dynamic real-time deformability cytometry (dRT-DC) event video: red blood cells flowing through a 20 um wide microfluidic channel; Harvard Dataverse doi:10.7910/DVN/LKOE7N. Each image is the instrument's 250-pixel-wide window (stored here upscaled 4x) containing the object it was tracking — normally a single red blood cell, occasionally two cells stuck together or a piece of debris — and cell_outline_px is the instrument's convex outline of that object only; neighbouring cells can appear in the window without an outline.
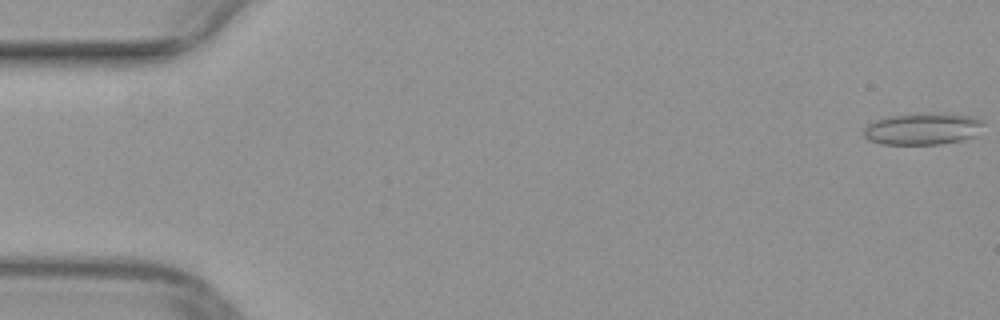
{"species": "common noctule bat (a hibernating species)", "species_latin": "Nyctalus noctula", "temperature_condition": "warm", "stored_images_in_passage": 51, "camera_frame_rate_fps": 3000, "um_per_image_px": 0.085, "animal": {"sex": "female", "body_mass_g": 29.2, "forearm_length_mm": 56.3}, "frame": {"image": 1, "passage_image": 1, "time_ms": 0.0, "image_size_px": [1000, 320], "cell_outline_px": [[984, 120], [972, 136], [964, 140], [936, 144], [880, 144], [868, 140], [864, 136], [864, 128], [868, 124], [876, 120], [888, 116], [932, 112], [936, 112], [972, 116]], "centroid_in_image_um": [78.38, 10.94], "position_along_channel_um": 6.6, "area_um2": 22.08}}
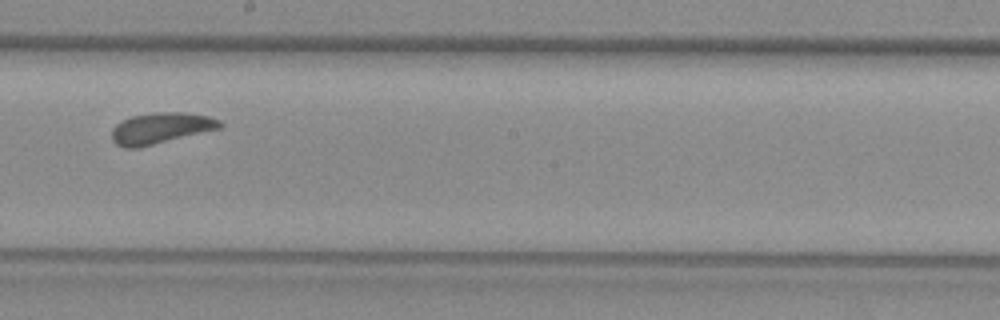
{"frame": {"image": 2, "passage_image": 29, "time_ms": 9.333, "image_size_px": [1000, 320], "cell_outline_px": [[224, 124], [220, 128], [136, 148], [124, 148], [116, 144], [112, 140], [112, 128], [116, 124], [132, 116], [156, 112], [184, 112], [208, 116], [220, 120]], "centroid_in_image_um": [13.65, 10.88], "position_along_channel_um": 234.5, "area_um2": 19.31}}
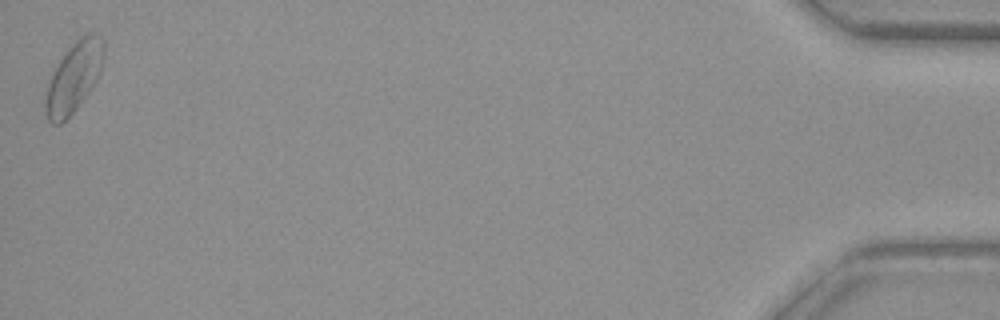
{"frame": {"image": 3, "passage_image": 51, "time_ms": 16.667, "image_size_px": [1000, 320], "cell_outline_px": [[104, 60], [100, 72], [88, 92], [76, 108], [60, 124], [52, 124], [48, 120], [44, 112], [44, 100], [48, 84], [52, 72], [60, 60], [84, 36], [100, 36], [104, 40]], "centroid_in_image_um": [6.25, 6.65], "position_along_channel_um": 429.0, "area_um2": 22.83}}